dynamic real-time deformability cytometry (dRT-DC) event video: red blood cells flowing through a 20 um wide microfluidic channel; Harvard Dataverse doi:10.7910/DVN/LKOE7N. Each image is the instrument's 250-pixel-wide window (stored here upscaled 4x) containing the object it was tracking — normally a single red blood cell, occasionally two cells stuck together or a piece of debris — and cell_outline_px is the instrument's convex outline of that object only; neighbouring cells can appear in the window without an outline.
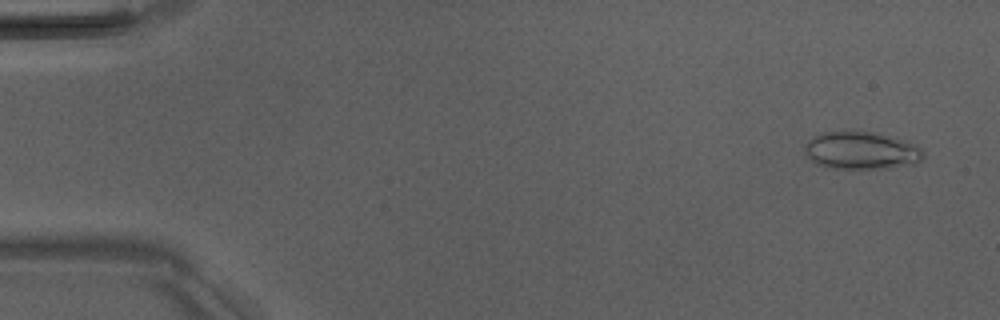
{"species": "Egyptian fruit bat (a non-hibernating species)", "species_latin": "Rousettus aegyptiacus", "temperature_condition": "room temperature", "stored_images_in_passage": 7, "camera_frame_rate_fps": 3000, "um_per_image_px": 0.085, "animal": {"sex": "male"}, "frame": {"image": 1, "passage_image": 1, "time_ms": 0.0, "image_size_px": [1000, 320], "cell_outline_px": [[924, 156], [916, 164], [888, 168], [832, 168], [816, 164], [804, 152], [804, 144], [808, 140], [824, 132], [876, 132], [916, 144], [924, 152]], "centroid_in_image_um": [73.23, 12.8], "position_along_channel_um": 11.8, "area_um2": 25.84}}